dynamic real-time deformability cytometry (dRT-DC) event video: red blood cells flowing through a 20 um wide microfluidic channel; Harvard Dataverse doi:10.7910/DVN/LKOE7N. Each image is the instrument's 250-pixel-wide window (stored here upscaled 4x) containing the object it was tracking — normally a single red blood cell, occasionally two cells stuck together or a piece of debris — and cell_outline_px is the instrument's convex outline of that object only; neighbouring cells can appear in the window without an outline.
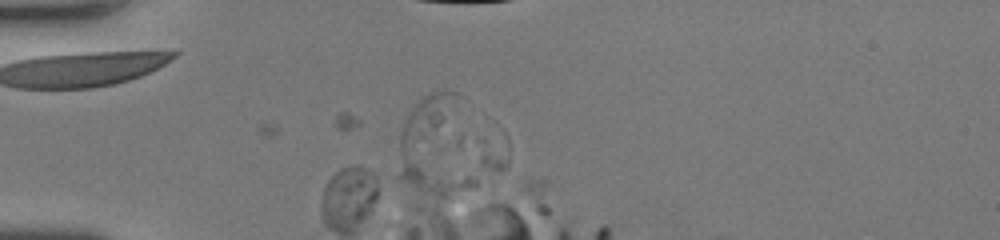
{"species": "human", "species_latin": "Homo sapiens", "temperature_condition": "room temperature", "stored_images_in_passage": 6, "camera_frame_rate_fps": 3000, "um_per_image_px": 0.085, "donor": {"sex": "female"}, "frame": {"image": 1, "passage_image": 3, "time_ms": 0.667, "image_size_px": [1000, 240], "cell_outline_px": [[476, 184], [444, 196], [440, 196], [416, 188], [392, 176], [400, 136], [404, 124], [412, 108], [420, 96], [444, 88], [456, 92], [464, 96], [476, 180]], "centroid_in_image_um": [37.1, 12.36], "position_along_channel_um": 47.9, "area_um2": 47.92}}